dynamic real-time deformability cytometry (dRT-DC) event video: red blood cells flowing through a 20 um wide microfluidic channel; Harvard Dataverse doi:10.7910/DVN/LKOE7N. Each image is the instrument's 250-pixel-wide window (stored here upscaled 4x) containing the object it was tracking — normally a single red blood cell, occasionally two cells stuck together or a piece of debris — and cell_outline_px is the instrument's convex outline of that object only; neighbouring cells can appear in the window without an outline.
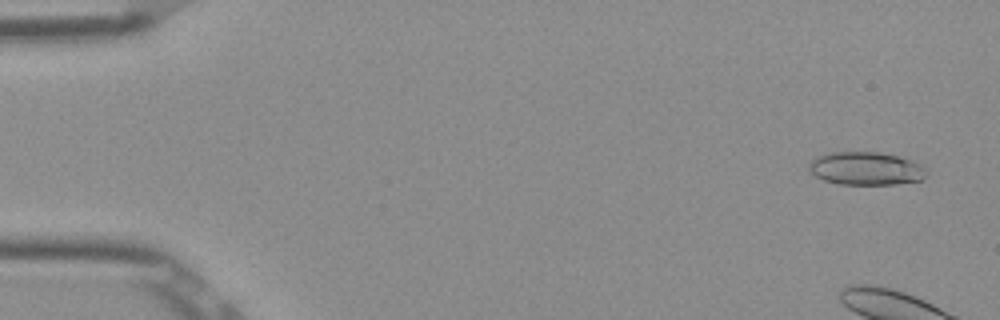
{"species": "Egyptian fruit bat (a non-hibernating species)", "species_latin": "Rousettus aegyptiacus", "temperature_condition": "room temperature", "stored_images_in_passage": 8, "camera_frame_rate_fps": 3000, "um_per_image_px": 0.085, "frame": {"image": 1, "passage_image": 3, "time_ms": 0.667, "image_size_px": [1000, 320], "cell_outline_px": [[928, 172], [924, 180], [896, 184], [836, 184], [824, 180], [816, 176], [808, 168], [808, 164], [816, 156], [828, 152], [880, 152], [900, 156], [912, 160], [928, 168]], "centroid_in_image_um": [73.65, 14.32], "position_along_channel_um": 11.4, "area_um2": 23.06}}